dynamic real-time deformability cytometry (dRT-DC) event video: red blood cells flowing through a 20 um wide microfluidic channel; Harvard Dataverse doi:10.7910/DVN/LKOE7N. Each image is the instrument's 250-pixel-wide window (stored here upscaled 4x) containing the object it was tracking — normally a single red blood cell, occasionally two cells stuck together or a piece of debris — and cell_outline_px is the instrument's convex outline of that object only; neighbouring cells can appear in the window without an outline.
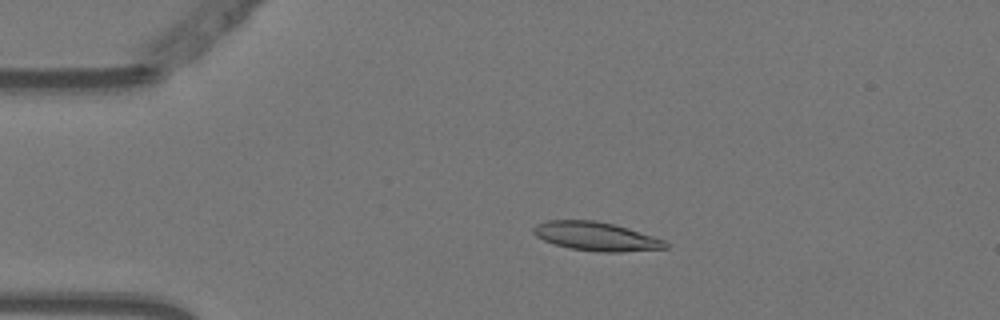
{"species": "Egyptian fruit bat (a non-hibernating species)", "species_latin": "Rousettus aegyptiacus", "temperature_condition": "warm", "stored_images_in_passage": 52, "camera_frame_rate_fps": 3000, "um_per_image_px": 0.085, "animal": {"sex": "female"}, "frame": {"image": 1, "passage_image": 9, "time_ms": 2.667, "image_size_px": [1000, 320], "cell_outline_px": [[668, 248], [620, 252], [600, 252], [568, 248], [544, 240], [536, 236], [532, 232], [532, 228], [536, 224], [548, 220], [596, 220], [628, 228], [664, 240], [668, 244]], "centroid_in_image_um": [50.64, 20.09], "position_along_channel_um": 34.4, "area_um2": 22.02}}
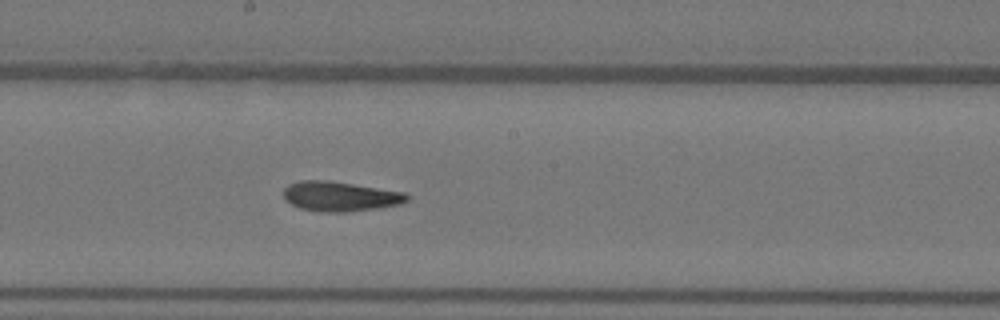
{"frame": {"image": 2, "passage_image": 27, "time_ms": 8.667, "image_size_px": [1000, 320], "cell_outline_px": [[408, 200], [400, 204], [376, 208], [344, 212], [320, 212], [300, 208], [284, 200], [284, 188], [288, 184], [300, 180], [328, 180], [404, 192], [408, 196]], "centroid_in_image_um": [28.86, 16.69], "position_along_channel_um": 219.3, "area_um2": 21.33}}
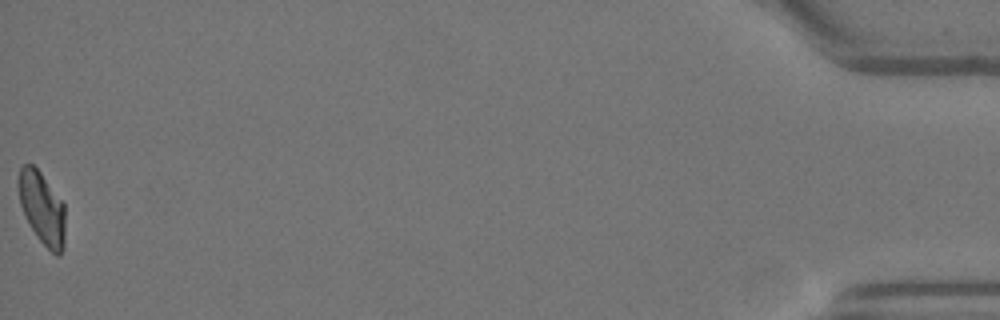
{"frame": {"image": 3, "passage_image": 52, "time_ms": 17.0, "image_size_px": [1000, 320], "cell_outline_px": [[64, 248], [60, 256], [56, 256], [36, 236], [20, 204], [20, 168], [24, 164], [32, 164], [40, 172], [64, 204]], "centroid_in_image_um": [3.61, 17.73], "position_along_channel_um": 431.6, "area_um2": 19.07}, "authors_computed_cell_mechanics": {"area_um2": 21.3282, "velocity_mm_per_s": 3.7433, "shape_relaxation_time_tau1_ms": null, "shape_relaxation_time_tau2_ms": 2.6198, "deformation_change_tau1": null, "deformation_change_tau2": 0.1079}}